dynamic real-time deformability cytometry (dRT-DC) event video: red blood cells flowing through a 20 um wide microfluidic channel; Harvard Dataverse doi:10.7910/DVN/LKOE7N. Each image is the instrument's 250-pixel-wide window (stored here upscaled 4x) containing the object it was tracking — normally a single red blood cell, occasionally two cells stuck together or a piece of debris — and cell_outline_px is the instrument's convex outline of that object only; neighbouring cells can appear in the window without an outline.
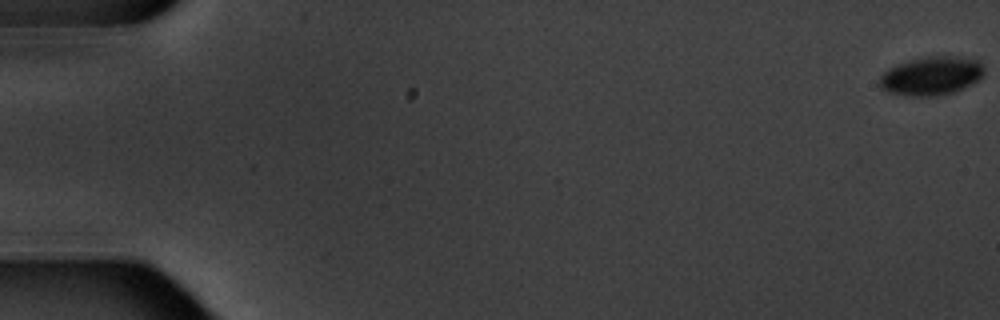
{"species": "common noctule bat (a hibernating species)", "species_latin": "Nyctalus noctula", "temperature_condition": "warm", "stored_images_in_passage": 6, "camera_frame_rate_fps": 3000, "um_per_image_px": 0.085, "animal": {"sex": "male", "body_mass_g": 20.1, "forearm_length_mm": 53.5}, "frame": {"image": 1, "passage_image": 1, "time_ms": 0.0, "image_size_px": [1000, 320], "cell_outline_px": [[984, 76], [972, 84], [952, 92], [932, 96], [912, 96], [888, 92], [880, 88], [880, 76], [888, 68], [896, 64], [928, 56], [948, 56], [980, 60], [984, 68]], "centroid_in_image_um": [79.17, 6.44], "position_along_channel_um": 5.8, "area_um2": 23.41}}
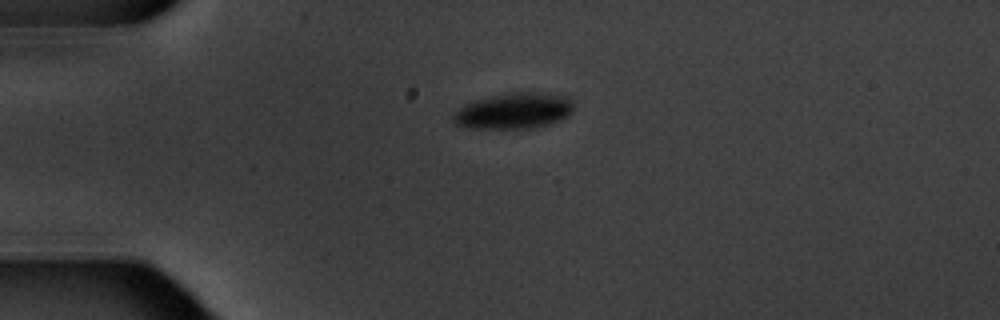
{"frame": {"image": 2, "passage_image": 5, "time_ms": 5.0, "image_size_px": [1000, 320], "cell_outline_px": [[572, 112], [568, 116], [560, 120], [548, 124], [532, 128], [464, 128], [456, 124], [452, 120], [452, 116], [464, 104], [476, 100], [492, 96], [512, 92], [540, 92], [564, 96], [572, 100]], "centroid_in_image_um": [43.67, 9.43], "position_along_channel_um": 41.3, "area_um2": 25.09}}